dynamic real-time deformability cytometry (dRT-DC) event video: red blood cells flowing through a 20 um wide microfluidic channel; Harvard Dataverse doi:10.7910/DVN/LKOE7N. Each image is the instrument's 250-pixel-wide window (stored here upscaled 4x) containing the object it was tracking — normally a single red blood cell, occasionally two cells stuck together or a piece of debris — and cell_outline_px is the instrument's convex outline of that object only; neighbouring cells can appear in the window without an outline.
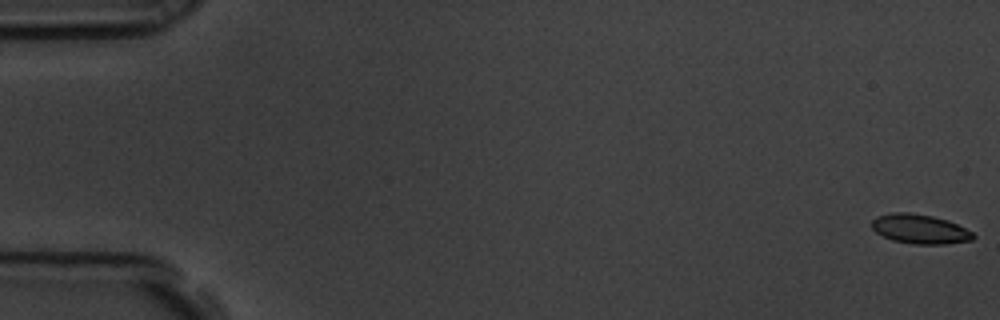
{"species": "common noctule bat (a hibernating species)", "species_latin": "Nyctalus noctula", "temperature_condition": "room temperature", "stored_images_in_passage": 58, "camera_frame_rate_fps": 3000, "um_per_image_px": 0.085, "animal": {"sex": "male", "body_mass_g": 19.5, "forearm_length_mm": 54.6}, "frame": {"image": 1, "passage_image": 1, "time_ms": 0.0, "image_size_px": [1000, 320], "cell_outline_px": [[976, 236], [972, 240], [944, 244], [912, 244], [892, 240], [876, 232], [872, 228], [872, 220], [876, 216], [892, 212], [908, 212], [932, 216], [948, 220], [972, 232]], "centroid_in_image_um": [78.17, 19.46], "position_along_channel_um": 6.8, "area_um2": 17.34}}
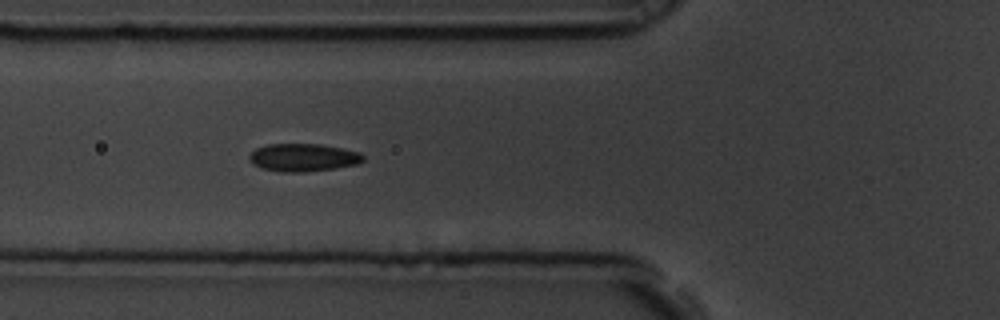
{"frame": {"image": 2, "passage_image": 22, "time_ms": 7.0, "image_size_px": [1000, 320], "cell_outline_px": [[364, 160], [356, 164], [332, 168], [300, 172], [280, 172], [260, 168], [252, 164], [248, 156], [256, 148], [268, 144], [320, 144], [360, 152], [364, 156]], "centroid_in_image_um": [25.73, 13.38], "position_along_channel_um": 100.1, "area_um2": 18.32}}
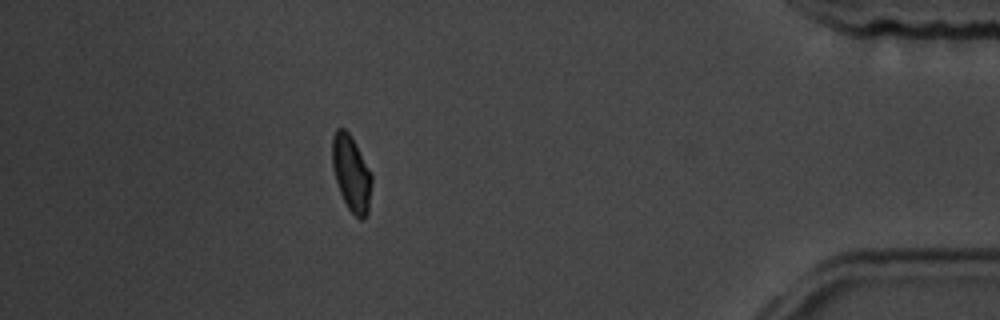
{"frame": {"image": 3, "passage_image": 52, "time_ms": 17.0, "image_size_px": [1000, 320], "cell_outline_px": [[372, 180], [368, 212], [360, 220], [348, 208], [340, 192], [332, 168], [332, 136], [336, 128], [344, 128], [352, 136], [372, 172]], "centroid_in_image_um": [29.86, 14.68], "position_along_channel_um": 405.3, "area_um2": 17.57}, "authors_computed_cell_mechanics": {"area_um2": 18.0047, "velocity_mm_per_s": 3.533, "shape_relaxation_time_tau1_ms": 7.1447, "shape_relaxation_time_tau2_ms": 1.1879, "deformation_change_tau1": 0.1332, "deformation_change_tau2": 0.0498}}